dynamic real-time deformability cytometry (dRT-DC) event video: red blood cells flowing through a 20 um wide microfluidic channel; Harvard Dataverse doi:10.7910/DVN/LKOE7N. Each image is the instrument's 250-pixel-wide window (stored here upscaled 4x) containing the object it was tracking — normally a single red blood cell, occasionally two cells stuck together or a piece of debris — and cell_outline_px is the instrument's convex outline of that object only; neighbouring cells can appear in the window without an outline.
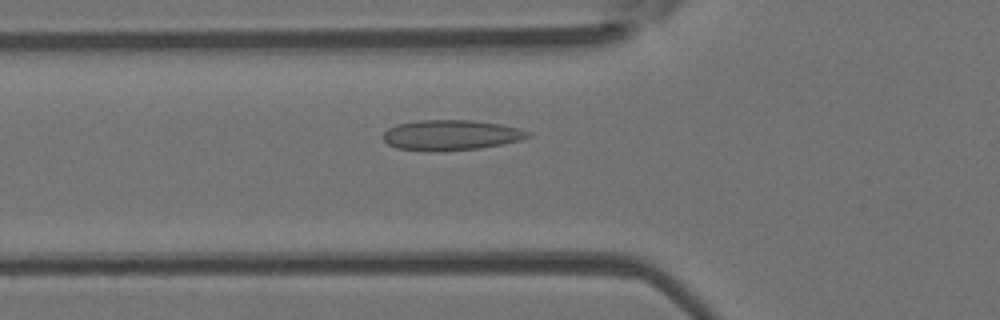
{"species": "Egyptian fruit bat (a non-hibernating species)", "species_latin": "Rousettus aegyptiacus", "temperature_condition": "room temperature", "stored_images_in_passage": 49, "camera_frame_rate_fps": 3000, "um_per_image_px": 0.085, "animal": {"sex": "female"}, "frame": {"image": 1, "passage_image": 17, "time_ms": 5.333, "image_size_px": [1000, 320], "cell_outline_px": [[532, 136], [520, 140], [480, 148], [432, 152], [396, 148], [388, 144], [380, 136], [388, 128], [396, 124], [420, 120], [472, 120], [500, 124], [532, 132]], "centroid_in_image_um": [38.29, 11.48], "position_along_channel_um": 87.5, "area_um2": 25.72}}
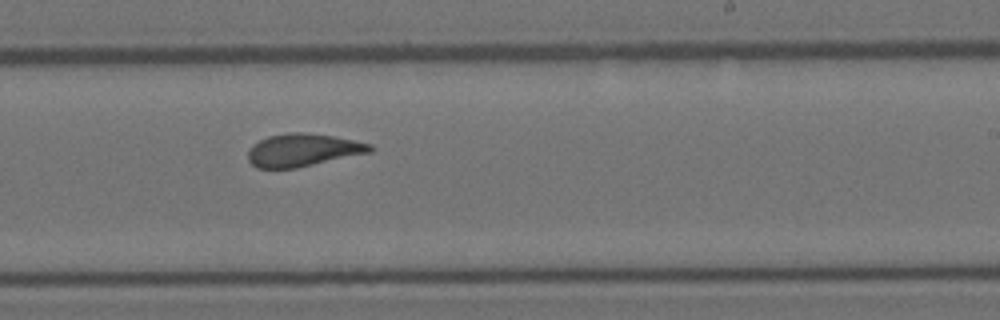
{"frame": {"image": 2, "passage_image": 30, "time_ms": 9.667, "image_size_px": [1000, 320], "cell_outline_px": [[372, 152], [296, 168], [256, 168], [248, 160], [248, 152], [252, 144], [268, 136], [288, 132], [304, 132], [332, 136], [372, 144]], "centroid_in_image_um": [25.72, 12.75], "position_along_channel_um": 263.3, "area_um2": 23.24}}
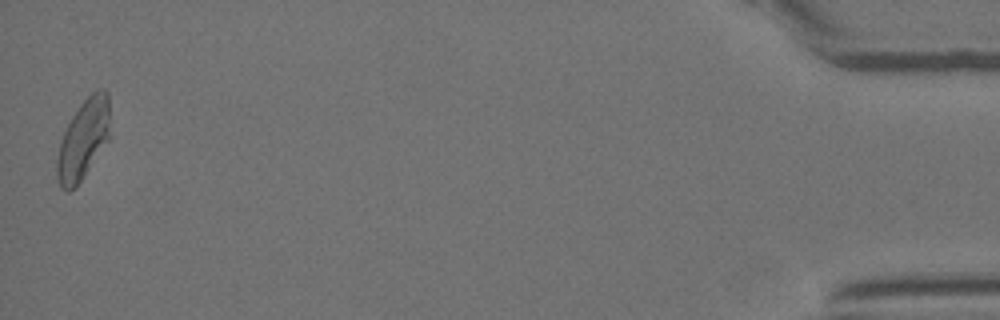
{"frame": {"image": 3, "passage_image": 49, "time_ms": 16.0, "image_size_px": [1000, 320], "cell_outline_px": [[108, 140], [76, 188], [68, 192], [60, 188], [56, 176], [56, 160], [60, 140], [72, 116], [80, 104], [96, 88], [104, 88], [108, 92]], "centroid_in_image_um": [7.04, 11.88], "position_along_channel_um": 428.2, "area_um2": 24.57}, "authors_computed_cell_mechanics": {"area_um2": 23.987, "velocity_mm_per_s": 4.0545, "shape_relaxation_time_tau1_ms": null, "shape_relaxation_time_tau2_ms": 1.289, "deformation_change_tau1": null, "deformation_change_tau2": 0.0946}}